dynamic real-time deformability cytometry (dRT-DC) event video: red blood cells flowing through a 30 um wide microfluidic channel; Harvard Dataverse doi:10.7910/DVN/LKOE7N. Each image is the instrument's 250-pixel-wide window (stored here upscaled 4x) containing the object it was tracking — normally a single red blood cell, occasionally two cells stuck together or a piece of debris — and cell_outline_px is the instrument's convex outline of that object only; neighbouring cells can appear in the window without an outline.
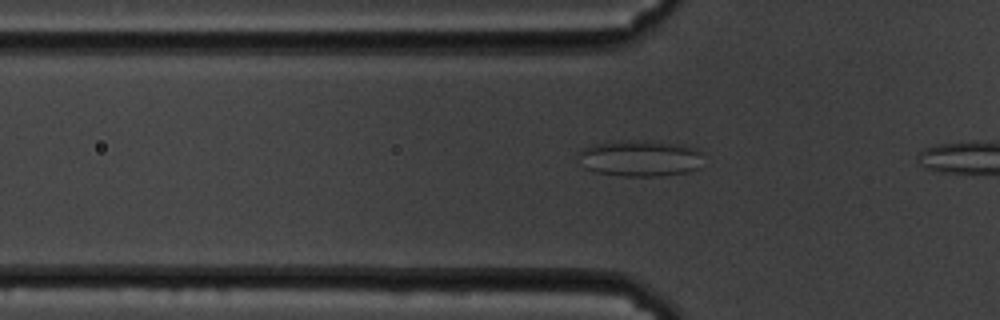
{"species": "common noctule bat (a hibernating species)", "species_latin": "Nyctalus noctula", "temperature_condition": "cold", "stored_images_in_passage": 13, "camera_frame_rate_fps": 3000, "um_per_image_px": 0.085, "animal": {"sex": "male", "body_mass_g": 19.5, "forearm_length_mm": 54.6}, "frame": {"image": 1, "passage_image": 11, "time_ms": 3.333, "image_size_px": [1000, 320], "cell_outline_px": [[700, 168], [688, 172], [660, 176], [624, 176], [596, 172], [584, 168], [580, 156], [580, 152], [584, 148], [592, 144], [632, 140], [644, 140], [684, 144], [696, 148], [700, 152]], "centroid_in_image_um": [54.45, 13.45], "position_along_channel_um": 71.4, "area_um2": 26.36}}